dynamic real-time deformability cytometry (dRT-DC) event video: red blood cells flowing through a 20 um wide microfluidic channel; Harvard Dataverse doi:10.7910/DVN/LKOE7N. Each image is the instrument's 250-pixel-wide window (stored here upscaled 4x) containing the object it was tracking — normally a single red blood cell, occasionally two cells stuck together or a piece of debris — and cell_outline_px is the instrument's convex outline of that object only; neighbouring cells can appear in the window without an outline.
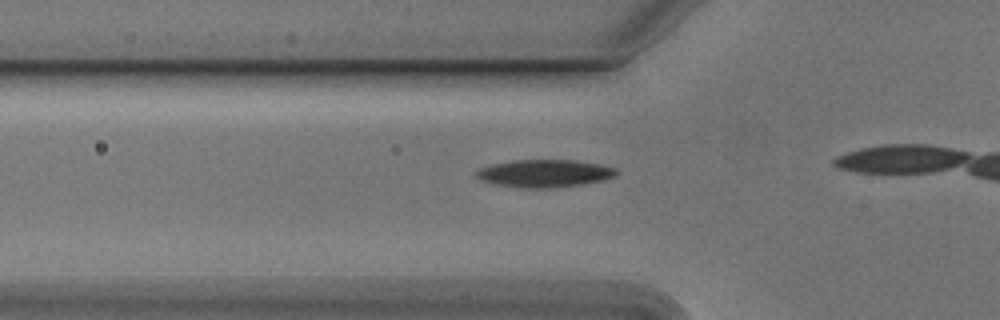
{"species": "Egyptian fruit bat (a non-hibernating species)", "species_latin": "Rousettus aegyptiacus", "temperature_condition": "cold", "stored_images_in_passage": 9, "camera_frame_rate_fps": 3000, "um_per_image_px": 0.085, "animal": {"sex": "male"}, "frame": {"image": 1, "passage_image": 4, "time_ms": 1.0, "image_size_px": [1000, 320], "cell_outline_px": [[620, 172], [616, 176], [604, 180], [584, 184], [552, 188], [524, 188], [500, 184], [480, 180], [472, 172], [480, 168], [492, 164], [516, 160], [576, 160], [600, 164], [616, 168]], "centroid_in_image_um": [46.33, 14.73], "position_along_channel_um": 79.5, "area_um2": 22.66}}
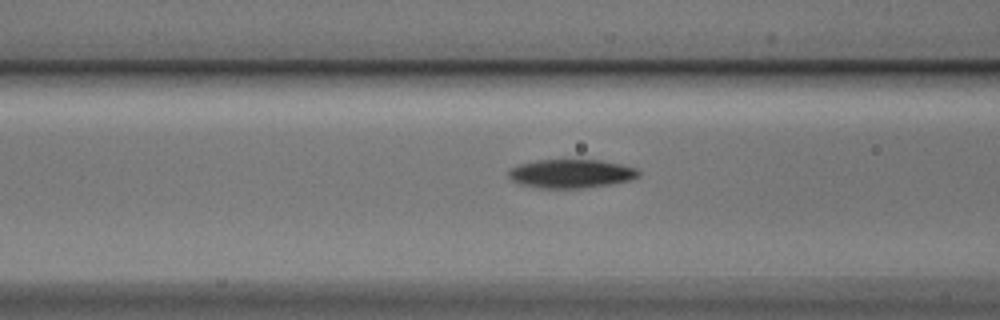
{"frame": {"image": 2, "passage_image": 7, "time_ms": 2.0, "image_size_px": [1000, 320], "cell_outline_px": [[640, 176], [632, 180], [612, 184], [584, 188], [536, 188], [520, 184], [512, 180], [508, 176], [508, 168], [520, 164], [536, 160], [600, 160], [620, 164], [636, 168], [640, 172]], "centroid_in_image_um": [48.54, 14.76], "position_along_channel_um": 118.1, "area_um2": 21.96}}